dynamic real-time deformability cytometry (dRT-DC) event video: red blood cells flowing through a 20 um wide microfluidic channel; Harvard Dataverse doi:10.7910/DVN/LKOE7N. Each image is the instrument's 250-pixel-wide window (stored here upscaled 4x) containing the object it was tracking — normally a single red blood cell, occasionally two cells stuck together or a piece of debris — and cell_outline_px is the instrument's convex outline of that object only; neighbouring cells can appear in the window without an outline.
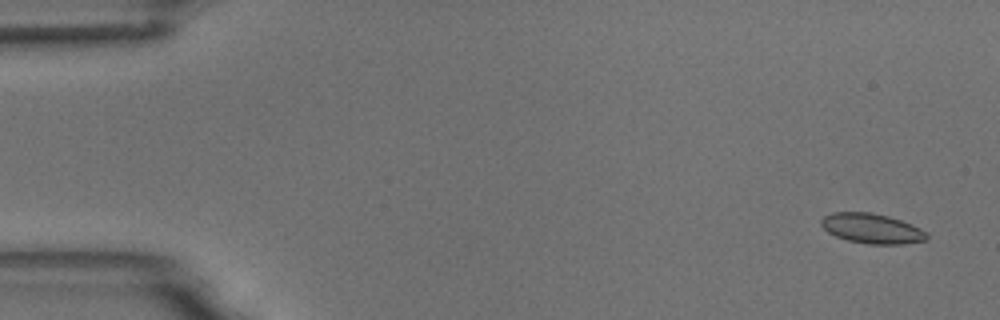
{"species": "common noctule bat (a hibernating species)", "species_latin": "Nyctalus noctula", "temperature_condition": "room temperature", "stored_images_in_passage": 4, "camera_frame_rate_fps": 3000, "um_per_image_px": 0.085, "animal": {"sex": "male", "body_mass_g": 18.8}, "frame": {"image": 1, "passage_image": 1, "time_ms": 0.0, "image_size_px": [1000, 320], "cell_outline_px": [[928, 240], [904, 244], [868, 244], [848, 240], [836, 236], [828, 232], [820, 224], [820, 220], [824, 216], [832, 212], [872, 212], [888, 216], [912, 224], [928, 232]], "centroid_in_image_um": [74.13, 19.42], "position_along_channel_um": 10.9, "area_um2": 18.55}}